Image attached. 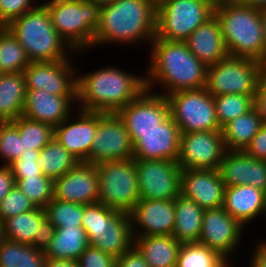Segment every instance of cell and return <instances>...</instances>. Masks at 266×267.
<instances>
[{
  "label": "cell",
  "mask_w": 266,
  "mask_h": 267,
  "mask_svg": "<svg viewBox=\"0 0 266 267\" xmlns=\"http://www.w3.org/2000/svg\"><path fill=\"white\" fill-rule=\"evenodd\" d=\"M149 48L150 61L145 72L147 90L153 92L158 85L163 91L157 94L166 96L175 91L206 86L207 66L190 52L185 41L155 36Z\"/></svg>",
  "instance_id": "cell-1"
},
{
  "label": "cell",
  "mask_w": 266,
  "mask_h": 267,
  "mask_svg": "<svg viewBox=\"0 0 266 267\" xmlns=\"http://www.w3.org/2000/svg\"><path fill=\"white\" fill-rule=\"evenodd\" d=\"M156 16L157 6L151 0H113L102 5L93 48L116 43L150 45L156 34Z\"/></svg>",
  "instance_id": "cell-2"
},
{
  "label": "cell",
  "mask_w": 266,
  "mask_h": 267,
  "mask_svg": "<svg viewBox=\"0 0 266 267\" xmlns=\"http://www.w3.org/2000/svg\"><path fill=\"white\" fill-rule=\"evenodd\" d=\"M77 73V101L80 110L116 113L145 89V76L127 73L115 65Z\"/></svg>",
  "instance_id": "cell-3"
},
{
  "label": "cell",
  "mask_w": 266,
  "mask_h": 267,
  "mask_svg": "<svg viewBox=\"0 0 266 267\" xmlns=\"http://www.w3.org/2000/svg\"><path fill=\"white\" fill-rule=\"evenodd\" d=\"M214 15L230 56L249 58L265 64L264 33L260 10L239 0H218Z\"/></svg>",
  "instance_id": "cell-4"
},
{
  "label": "cell",
  "mask_w": 266,
  "mask_h": 267,
  "mask_svg": "<svg viewBox=\"0 0 266 267\" xmlns=\"http://www.w3.org/2000/svg\"><path fill=\"white\" fill-rule=\"evenodd\" d=\"M6 27L24 48L30 62L67 60L73 55L80 56L54 29L43 3L12 20Z\"/></svg>",
  "instance_id": "cell-5"
},
{
  "label": "cell",
  "mask_w": 266,
  "mask_h": 267,
  "mask_svg": "<svg viewBox=\"0 0 266 267\" xmlns=\"http://www.w3.org/2000/svg\"><path fill=\"white\" fill-rule=\"evenodd\" d=\"M82 227L90 245L115 259L134 245L129 214L102 203L85 205Z\"/></svg>",
  "instance_id": "cell-6"
},
{
  "label": "cell",
  "mask_w": 266,
  "mask_h": 267,
  "mask_svg": "<svg viewBox=\"0 0 266 267\" xmlns=\"http://www.w3.org/2000/svg\"><path fill=\"white\" fill-rule=\"evenodd\" d=\"M43 4L54 29L76 53L93 48L99 4L87 0H48Z\"/></svg>",
  "instance_id": "cell-7"
},
{
  "label": "cell",
  "mask_w": 266,
  "mask_h": 267,
  "mask_svg": "<svg viewBox=\"0 0 266 267\" xmlns=\"http://www.w3.org/2000/svg\"><path fill=\"white\" fill-rule=\"evenodd\" d=\"M98 173V202L129 214L140 200L135 159L102 162Z\"/></svg>",
  "instance_id": "cell-8"
},
{
  "label": "cell",
  "mask_w": 266,
  "mask_h": 267,
  "mask_svg": "<svg viewBox=\"0 0 266 267\" xmlns=\"http://www.w3.org/2000/svg\"><path fill=\"white\" fill-rule=\"evenodd\" d=\"M218 0H166L157 6L156 34L164 40L185 41L214 15Z\"/></svg>",
  "instance_id": "cell-9"
},
{
  "label": "cell",
  "mask_w": 266,
  "mask_h": 267,
  "mask_svg": "<svg viewBox=\"0 0 266 267\" xmlns=\"http://www.w3.org/2000/svg\"><path fill=\"white\" fill-rule=\"evenodd\" d=\"M263 66L253 59L229 55L207 67L205 88L212 96L235 93L255 98Z\"/></svg>",
  "instance_id": "cell-10"
},
{
  "label": "cell",
  "mask_w": 266,
  "mask_h": 267,
  "mask_svg": "<svg viewBox=\"0 0 266 267\" xmlns=\"http://www.w3.org/2000/svg\"><path fill=\"white\" fill-rule=\"evenodd\" d=\"M166 98L170 116L181 133L222 130L216 118L214 98L205 87L175 91Z\"/></svg>",
  "instance_id": "cell-11"
},
{
  "label": "cell",
  "mask_w": 266,
  "mask_h": 267,
  "mask_svg": "<svg viewBox=\"0 0 266 267\" xmlns=\"http://www.w3.org/2000/svg\"><path fill=\"white\" fill-rule=\"evenodd\" d=\"M140 199L169 200L180 194L181 167L171 160L135 159Z\"/></svg>",
  "instance_id": "cell-12"
},
{
  "label": "cell",
  "mask_w": 266,
  "mask_h": 267,
  "mask_svg": "<svg viewBox=\"0 0 266 267\" xmlns=\"http://www.w3.org/2000/svg\"><path fill=\"white\" fill-rule=\"evenodd\" d=\"M227 151L222 131L181 133L176 162L181 169H218Z\"/></svg>",
  "instance_id": "cell-13"
},
{
  "label": "cell",
  "mask_w": 266,
  "mask_h": 267,
  "mask_svg": "<svg viewBox=\"0 0 266 267\" xmlns=\"http://www.w3.org/2000/svg\"><path fill=\"white\" fill-rule=\"evenodd\" d=\"M133 158V144L123 121L116 113H105L97 122L90 150V163Z\"/></svg>",
  "instance_id": "cell-14"
},
{
  "label": "cell",
  "mask_w": 266,
  "mask_h": 267,
  "mask_svg": "<svg viewBox=\"0 0 266 267\" xmlns=\"http://www.w3.org/2000/svg\"><path fill=\"white\" fill-rule=\"evenodd\" d=\"M244 229L245 227L223 207L205 210L198 242L215 250L227 261H231L230 256L240 247Z\"/></svg>",
  "instance_id": "cell-15"
},
{
  "label": "cell",
  "mask_w": 266,
  "mask_h": 267,
  "mask_svg": "<svg viewBox=\"0 0 266 267\" xmlns=\"http://www.w3.org/2000/svg\"><path fill=\"white\" fill-rule=\"evenodd\" d=\"M77 73L71 59L30 62L24 70L27 90L41 89L54 95H77Z\"/></svg>",
  "instance_id": "cell-16"
},
{
  "label": "cell",
  "mask_w": 266,
  "mask_h": 267,
  "mask_svg": "<svg viewBox=\"0 0 266 267\" xmlns=\"http://www.w3.org/2000/svg\"><path fill=\"white\" fill-rule=\"evenodd\" d=\"M128 134L133 144L134 159L177 161L181 132L171 116L150 132Z\"/></svg>",
  "instance_id": "cell-17"
},
{
  "label": "cell",
  "mask_w": 266,
  "mask_h": 267,
  "mask_svg": "<svg viewBox=\"0 0 266 267\" xmlns=\"http://www.w3.org/2000/svg\"><path fill=\"white\" fill-rule=\"evenodd\" d=\"M74 111L77 112H73L67 119L54 127L53 137L79 162L90 163V150L96 134L97 122L105 113L80 109Z\"/></svg>",
  "instance_id": "cell-18"
},
{
  "label": "cell",
  "mask_w": 266,
  "mask_h": 267,
  "mask_svg": "<svg viewBox=\"0 0 266 267\" xmlns=\"http://www.w3.org/2000/svg\"><path fill=\"white\" fill-rule=\"evenodd\" d=\"M155 92L145 89L135 100L116 112L127 132H150L170 116L166 96Z\"/></svg>",
  "instance_id": "cell-19"
},
{
  "label": "cell",
  "mask_w": 266,
  "mask_h": 267,
  "mask_svg": "<svg viewBox=\"0 0 266 267\" xmlns=\"http://www.w3.org/2000/svg\"><path fill=\"white\" fill-rule=\"evenodd\" d=\"M53 198L83 205L98 202L96 165L78 162L70 171L54 180Z\"/></svg>",
  "instance_id": "cell-20"
},
{
  "label": "cell",
  "mask_w": 266,
  "mask_h": 267,
  "mask_svg": "<svg viewBox=\"0 0 266 267\" xmlns=\"http://www.w3.org/2000/svg\"><path fill=\"white\" fill-rule=\"evenodd\" d=\"M129 216L133 236L172 235L175 226L174 199H140Z\"/></svg>",
  "instance_id": "cell-21"
},
{
  "label": "cell",
  "mask_w": 266,
  "mask_h": 267,
  "mask_svg": "<svg viewBox=\"0 0 266 267\" xmlns=\"http://www.w3.org/2000/svg\"><path fill=\"white\" fill-rule=\"evenodd\" d=\"M225 186L218 169H182L180 194L202 209L223 207Z\"/></svg>",
  "instance_id": "cell-22"
},
{
  "label": "cell",
  "mask_w": 266,
  "mask_h": 267,
  "mask_svg": "<svg viewBox=\"0 0 266 267\" xmlns=\"http://www.w3.org/2000/svg\"><path fill=\"white\" fill-rule=\"evenodd\" d=\"M218 171L225 187L251 185L266 192V160L256 159L242 150H228Z\"/></svg>",
  "instance_id": "cell-23"
},
{
  "label": "cell",
  "mask_w": 266,
  "mask_h": 267,
  "mask_svg": "<svg viewBox=\"0 0 266 267\" xmlns=\"http://www.w3.org/2000/svg\"><path fill=\"white\" fill-rule=\"evenodd\" d=\"M76 101L77 95H54L41 89L27 90L23 116L54 128L73 113Z\"/></svg>",
  "instance_id": "cell-24"
},
{
  "label": "cell",
  "mask_w": 266,
  "mask_h": 267,
  "mask_svg": "<svg viewBox=\"0 0 266 267\" xmlns=\"http://www.w3.org/2000/svg\"><path fill=\"white\" fill-rule=\"evenodd\" d=\"M223 209L245 227L266 217V192L251 185L225 187Z\"/></svg>",
  "instance_id": "cell-25"
},
{
  "label": "cell",
  "mask_w": 266,
  "mask_h": 267,
  "mask_svg": "<svg viewBox=\"0 0 266 267\" xmlns=\"http://www.w3.org/2000/svg\"><path fill=\"white\" fill-rule=\"evenodd\" d=\"M190 52L207 67L229 56L219 20L213 15L185 40Z\"/></svg>",
  "instance_id": "cell-26"
},
{
  "label": "cell",
  "mask_w": 266,
  "mask_h": 267,
  "mask_svg": "<svg viewBox=\"0 0 266 267\" xmlns=\"http://www.w3.org/2000/svg\"><path fill=\"white\" fill-rule=\"evenodd\" d=\"M149 267H176L182 243L173 235L133 236Z\"/></svg>",
  "instance_id": "cell-27"
},
{
  "label": "cell",
  "mask_w": 266,
  "mask_h": 267,
  "mask_svg": "<svg viewBox=\"0 0 266 267\" xmlns=\"http://www.w3.org/2000/svg\"><path fill=\"white\" fill-rule=\"evenodd\" d=\"M27 86L24 72L2 73L0 76V122L23 116Z\"/></svg>",
  "instance_id": "cell-28"
},
{
  "label": "cell",
  "mask_w": 266,
  "mask_h": 267,
  "mask_svg": "<svg viewBox=\"0 0 266 267\" xmlns=\"http://www.w3.org/2000/svg\"><path fill=\"white\" fill-rule=\"evenodd\" d=\"M174 206L175 226L172 235L180 243L198 242L205 210L182 194L174 199Z\"/></svg>",
  "instance_id": "cell-29"
},
{
  "label": "cell",
  "mask_w": 266,
  "mask_h": 267,
  "mask_svg": "<svg viewBox=\"0 0 266 267\" xmlns=\"http://www.w3.org/2000/svg\"><path fill=\"white\" fill-rule=\"evenodd\" d=\"M89 245L83 227H59L43 254L46 258L77 261Z\"/></svg>",
  "instance_id": "cell-30"
},
{
  "label": "cell",
  "mask_w": 266,
  "mask_h": 267,
  "mask_svg": "<svg viewBox=\"0 0 266 267\" xmlns=\"http://www.w3.org/2000/svg\"><path fill=\"white\" fill-rule=\"evenodd\" d=\"M262 125V119L255 106L242 116L229 121L221 130L227 150L244 151Z\"/></svg>",
  "instance_id": "cell-31"
},
{
  "label": "cell",
  "mask_w": 266,
  "mask_h": 267,
  "mask_svg": "<svg viewBox=\"0 0 266 267\" xmlns=\"http://www.w3.org/2000/svg\"><path fill=\"white\" fill-rule=\"evenodd\" d=\"M78 162L54 137L40 150L38 159L42 174L53 181L70 171Z\"/></svg>",
  "instance_id": "cell-32"
},
{
  "label": "cell",
  "mask_w": 266,
  "mask_h": 267,
  "mask_svg": "<svg viewBox=\"0 0 266 267\" xmlns=\"http://www.w3.org/2000/svg\"><path fill=\"white\" fill-rule=\"evenodd\" d=\"M45 218V210L38 207L31 211L7 218L3 222L4 238L17 243L31 245L35 233L39 231V224Z\"/></svg>",
  "instance_id": "cell-33"
},
{
  "label": "cell",
  "mask_w": 266,
  "mask_h": 267,
  "mask_svg": "<svg viewBox=\"0 0 266 267\" xmlns=\"http://www.w3.org/2000/svg\"><path fill=\"white\" fill-rule=\"evenodd\" d=\"M43 251L4 239L0 243V267H45Z\"/></svg>",
  "instance_id": "cell-34"
},
{
  "label": "cell",
  "mask_w": 266,
  "mask_h": 267,
  "mask_svg": "<svg viewBox=\"0 0 266 267\" xmlns=\"http://www.w3.org/2000/svg\"><path fill=\"white\" fill-rule=\"evenodd\" d=\"M29 63L26 51L5 27L0 31V71L2 73L24 72Z\"/></svg>",
  "instance_id": "cell-35"
},
{
  "label": "cell",
  "mask_w": 266,
  "mask_h": 267,
  "mask_svg": "<svg viewBox=\"0 0 266 267\" xmlns=\"http://www.w3.org/2000/svg\"><path fill=\"white\" fill-rule=\"evenodd\" d=\"M227 260L199 242L182 243L176 267H222Z\"/></svg>",
  "instance_id": "cell-36"
},
{
  "label": "cell",
  "mask_w": 266,
  "mask_h": 267,
  "mask_svg": "<svg viewBox=\"0 0 266 267\" xmlns=\"http://www.w3.org/2000/svg\"><path fill=\"white\" fill-rule=\"evenodd\" d=\"M215 103L216 118L222 128L229 121L240 117L254 107L252 95L223 94L213 96Z\"/></svg>",
  "instance_id": "cell-37"
},
{
  "label": "cell",
  "mask_w": 266,
  "mask_h": 267,
  "mask_svg": "<svg viewBox=\"0 0 266 267\" xmlns=\"http://www.w3.org/2000/svg\"><path fill=\"white\" fill-rule=\"evenodd\" d=\"M19 130L25 150H41L54 136V128L39 121L30 120L24 116L12 121Z\"/></svg>",
  "instance_id": "cell-38"
},
{
  "label": "cell",
  "mask_w": 266,
  "mask_h": 267,
  "mask_svg": "<svg viewBox=\"0 0 266 267\" xmlns=\"http://www.w3.org/2000/svg\"><path fill=\"white\" fill-rule=\"evenodd\" d=\"M85 205L52 199L44 208L46 218L59 227H82Z\"/></svg>",
  "instance_id": "cell-39"
},
{
  "label": "cell",
  "mask_w": 266,
  "mask_h": 267,
  "mask_svg": "<svg viewBox=\"0 0 266 267\" xmlns=\"http://www.w3.org/2000/svg\"><path fill=\"white\" fill-rule=\"evenodd\" d=\"M16 186L38 208H45L53 199L54 181L46 176H31L16 180Z\"/></svg>",
  "instance_id": "cell-40"
},
{
  "label": "cell",
  "mask_w": 266,
  "mask_h": 267,
  "mask_svg": "<svg viewBox=\"0 0 266 267\" xmlns=\"http://www.w3.org/2000/svg\"><path fill=\"white\" fill-rule=\"evenodd\" d=\"M24 150L17 126L12 121L0 122V159L4 162L2 165H10Z\"/></svg>",
  "instance_id": "cell-41"
},
{
  "label": "cell",
  "mask_w": 266,
  "mask_h": 267,
  "mask_svg": "<svg viewBox=\"0 0 266 267\" xmlns=\"http://www.w3.org/2000/svg\"><path fill=\"white\" fill-rule=\"evenodd\" d=\"M36 206L15 185L0 203V220L35 209Z\"/></svg>",
  "instance_id": "cell-42"
},
{
  "label": "cell",
  "mask_w": 266,
  "mask_h": 267,
  "mask_svg": "<svg viewBox=\"0 0 266 267\" xmlns=\"http://www.w3.org/2000/svg\"><path fill=\"white\" fill-rule=\"evenodd\" d=\"M39 153V150H24L17 160L8 165L12 170L15 181L25 177L44 176L38 164Z\"/></svg>",
  "instance_id": "cell-43"
},
{
  "label": "cell",
  "mask_w": 266,
  "mask_h": 267,
  "mask_svg": "<svg viewBox=\"0 0 266 267\" xmlns=\"http://www.w3.org/2000/svg\"><path fill=\"white\" fill-rule=\"evenodd\" d=\"M38 4L39 1L36 3L35 0H0V20L7 26L12 20L34 9Z\"/></svg>",
  "instance_id": "cell-44"
},
{
  "label": "cell",
  "mask_w": 266,
  "mask_h": 267,
  "mask_svg": "<svg viewBox=\"0 0 266 267\" xmlns=\"http://www.w3.org/2000/svg\"><path fill=\"white\" fill-rule=\"evenodd\" d=\"M77 261L80 267H115L116 259L89 245Z\"/></svg>",
  "instance_id": "cell-45"
},
{
  "label": "cell",
  "mask_w": 266,
  "mask_h": 267,
  "mask_svg": "<svg viewBox=\"0 0 266 267\" xmlns=\"http://www.w3.org/2000/svg\"><path fill=\"white\" fill-rule=\"evenodd\" d=\"M38 228L39 231L35 233L31 246L35 249L44 251L54 237L55 227L47 218H45L39 224Z\"/></svg>",
  "instance_id": "cell-46"
},
{
  "label": "cell",
  "mask_w": 266,
  "mask_h": 267,
  "mask_svg": "<svg viewBox=\"0 0 266 267\" xmlns=\"http://www.w3.org/2000/svg\"><path fill=\"white\" fill-rule=\"evenodd\" d=\"M249 156L266 160V125L263 124L252 141L244 150Z\"/></svg>",
  "instance_id": "cell-47"
},
{
  "label": "cell",
  "mask_w": 266,
  "mask_h": 267,
  "mask_svg": "<svg viewBox=\"0 0 266 267\" xmlns=\"http://www.w3.org/2000/svg\"><path fill=\"white\" fill-rule=\"evenodd\" d=\"M115 267H149L143 255L133 245L116 259Z\"/></svg>",
  "instance_id": "cell-48"
},
{
  "label": "cell",
  "mask_w": 266,
  "mask_h": 267,
  "mask_svg": "<svg viewBox=\"0 0 266 267\" xmlns=\"http://www.w3.org/2000/svg\"><path fill=\"white\" fill-rule=\"evenodd\" d=\"M254 106L258 110L262 123L266 125V64L260 73L258 89L254 98Z\"/></svg>",
  "instance_id": "cell-49"
},
{
  "label": "cell",
  "mask_w": 266,
  "mask_h": 267,
  "mask_svg": "<svg viewBox=\"0 0 266 267\" xmlns=\"http://www.w3.org/2000/svg\"><path fill=\"white\" fill-rule=\"evenodd\" d=\"M15 185L16 181L10 167L0 165V203Z\"/></svg>",
  "instance_id": "cell-50"
},
{
  "label": "cell",
  "mask_w": 266,
  "mask_h": 267,
  "mask_svg": "<svg viewBox=\"0 0 266 267\" xmlns=\"http://www.w3.org/2000/svg\"><path fill=\"white\" fill-rule=\"evenodd\" d=\"M260 242H256L257 244L254 245V251L251 253V260L250 263L254 267H266V239L262 238L259 240Z\"/></svg>",
  "instance_id": "cell-51"
},
{
  "label": "cell",
  "mask_w": 266,
  "mask_h": 267,
  "mask_svg": "<svg viewBox=\"0 0 266 267\" xmlns=\"http://www.w3.org/2000/svg\"><path fill=\"white\" fill-rule=\"evenodd\" d=\"M45 267H80L76 260L46 258Z\"/></svg>",
  "instance_id": "cell-52"
},
{
  "label": "cell",
  "mask_w": 266,
  "mask_h": 267,
  "mask_svg": "<svg viewBox=\"0 0 266 267\" xmlns=\"http://www.w3.org/2000/svg\"><path fill=\"white\" fill-rule=\"evenodd\" d=\"M239 1L257 10L266 9V0H239Z\"/></svg>",
  "instance_id": "cell-53"
},
{
  "label": "cell",
  "mask_w": 266,
  "mask_h": 267,
  "mask_svg": "<svg viewBox=\"0 0 266 267\" xmlns=\"http://www.w3.org/2000/svg\"><path fill=\"white\" fill-rule=\"evenodd\" d=\"M260 19H261L262 30L264 33L265 64H266V9L260 10Z\"/></svg>",
  "instance_id": "cell-54"
},
{
  "label": "cell",
  "mask_w": 266,
  "mask_h": 267,
  "mask_svg": "<svg viewBox=\"0 0 266 267\" xmlns=\"http://www.w3.org/2000/svg\"><path fill=\"white\" fill-rule=\"evenodd\" d=\"M87 1L99 4L100 6H102V5L111 3L113 0H87Z\"/></svg>",
  "instance_id": "cell-55"
},
{
  "label": "cell",
  "mask_w": 266,
  "mask_h": 267,
  "mask_svg": "<svg viewBox=\"0 0 266 267\" xmlns=\"http://www.w3.org/2000/svg\"><path fill=\"white\" fill-rule=\"evenodd\" d=\"M4 228L3 221L0 220V243L4 240Z\"/></svg>",
  "instance_id": "cell-56"
},
{
  "label": "cell",
  "mask_w": 266,
  "mask_h": 267,
  "mask_svg": "<svg viewBox=\"0 0 266 267\" xmlns=\"http://www.w3.org/2000/svg\"><path fill=\"white\" fill-rule=\"evenodd\" d=\"M156 6L160 5L161 3H163L166 0H151Z\"/></svg>",
  "instance_id": "cell-57"
},
{
  "label": "cell",
  "mask_w": 266,
  "mask_h": 267,
  "mask_svg": "<svg viewBox=\"0 0 266 267\" xmlns=\"http://www.w3.org/2000/svg\"><path fill=\"white\" fill-rule=\"evenodd\" d=\"M232 263L230 261H227L222 267H232Z\"/></svg>",
  "instance_id": "cell-58"
},
{
  "label": "cell",
  "mask_w": 266,
  "mask_h": 267,
  "mask_svg": "<svg viewBox=\"0 0 266 267\" xmlns=\"http://www.w3.org/2000/svg\"><path fill=\"white\" fill-rule=\"evenodd\" d=\"M6 26L4 23L0 20V31H2Z\"/></svg>",
  "instance_id": "cell-59"
}]
</instances>
